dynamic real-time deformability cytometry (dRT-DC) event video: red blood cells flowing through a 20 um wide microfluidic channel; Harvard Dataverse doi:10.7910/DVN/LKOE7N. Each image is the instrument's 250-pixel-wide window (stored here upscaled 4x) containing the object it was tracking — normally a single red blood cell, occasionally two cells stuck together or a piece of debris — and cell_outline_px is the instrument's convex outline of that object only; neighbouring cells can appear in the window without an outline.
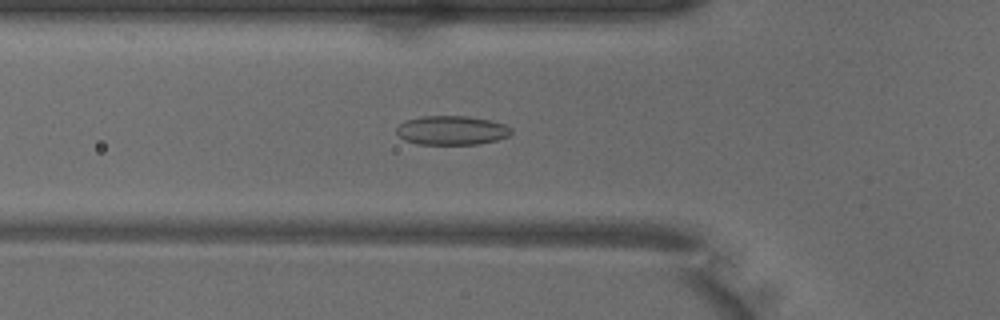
{"species": "common noctule bat (a hibernating species)", "species_latin": "Nyctalus noctula", "temperature_condition": "warm", "stored_images_in_passage": 44, "camera_frame_rate_fps": 3000, "um_per_image_px": 0.085, "animal": {"sex": "male", "body_mass_g": 18.8}, "frame": {"image": 1, "passage_image": 11, "time_ms": 3.333, "image_size_px": [1000, 320], "cell_outline_px": [[512, 132], [508, 136], [496, 140], [476, 144], [416, 144], [404, 140], [396, 132], [396, 128], [404, 120], [420, 116], [468, 116], [492, 120], [508, 124], [512, 128]], "centroid_in_image_um": [38.41, 11.06], "position_along_channel_um": 87.4, "area_um2": 19.71}}
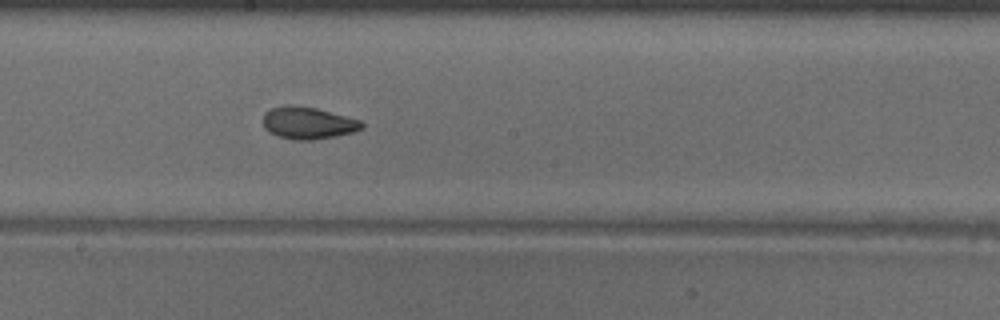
{"frame": {"image": 2, "passage_image": 21, "time_ms": 6.667, "image_size_px": [1000, 320], "cell_outline_px": [[364, 128], [352, 132], [316, 140], [292, 140], [276, 136], [268, 132], [264, 128], [264, 112], [272, 108], [284, 104], [292, 104], [316, 108], [360, 120], [364, 124]], "centroid_in_image_um": [26.14, 10.45], "position_along_channel_um": 222.1, "area_um2": 18.67}}
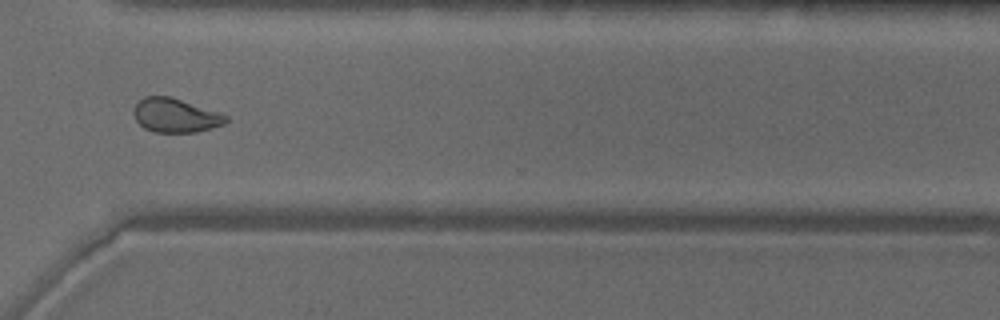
{"frame": {"image": 3, "passage_image": 31, "time_ms": 10.0, "image_size_px": [1000, 320], "cell_outline_px": [[228, 120], [224, 124], [196, 132], [156, 132], [144, 128], [136, 120], [132, 112], [132, 108], [144, 96], [168, 96], [220, 112], [228, 116]], "centroid_in_image_um": [14.89, 9.81], "position_along_channel_um": 355.7, "area_um2": 18.21}, "authors_computed_cell_mechanics": {"area_um2": 19.074, "velocity_mm_per_s": 4.0104, "shape_relaxation_time_tau1_ms": 5.6599, "shape_relaxation_time_tau2_ms": 1.5072, "deformation_change_tau1": 0.1334, "deformation_change_tau2": 0.0611}}